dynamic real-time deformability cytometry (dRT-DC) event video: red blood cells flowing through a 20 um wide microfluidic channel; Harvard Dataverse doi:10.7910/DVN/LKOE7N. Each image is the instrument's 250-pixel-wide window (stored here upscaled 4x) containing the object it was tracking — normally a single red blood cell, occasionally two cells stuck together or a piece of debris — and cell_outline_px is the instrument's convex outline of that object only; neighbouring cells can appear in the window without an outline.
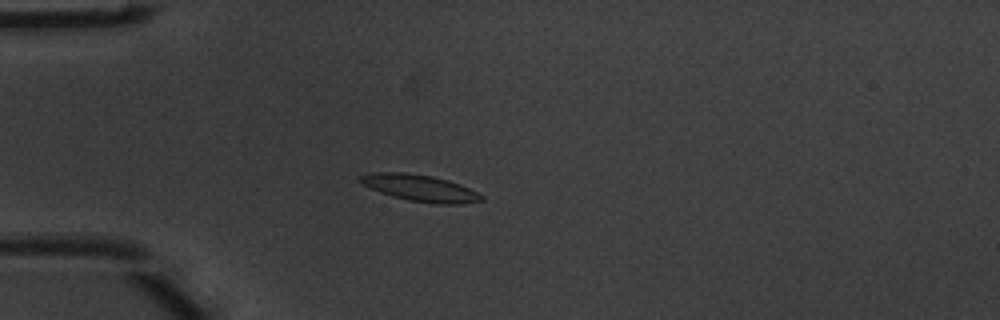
{"species": "common noctule bat (a hibernating species)", "species_latin": "Nyctalus noctula", "temperature_condition": "warm", "stored_images_in_passage": 4, "camera_frame_rate_fps": 3000, "um_per_image_px": 0.085, "animal": {"sex": "male", "body_mass_g": 20.1, "forearm_length_mm": 53.5}, "frame": {"image": 1, "passage_image": 4, "time_ms": 1.0, "image_size_px": [1000, 320], "cell_outline_px": [[484, 200], [464, 204], [436, 204], [408, 200], [392, 196], [380, 192], [364, 184], [360, 180], [360, 176], [372, 172], [404, 172], [432, 176], [448, 180], [460, 184], [484, 196]], "centroid_in_image_um": [35.75, 15.99], "position_along_channel_um": 49.3, "area_um2": 18.67}}